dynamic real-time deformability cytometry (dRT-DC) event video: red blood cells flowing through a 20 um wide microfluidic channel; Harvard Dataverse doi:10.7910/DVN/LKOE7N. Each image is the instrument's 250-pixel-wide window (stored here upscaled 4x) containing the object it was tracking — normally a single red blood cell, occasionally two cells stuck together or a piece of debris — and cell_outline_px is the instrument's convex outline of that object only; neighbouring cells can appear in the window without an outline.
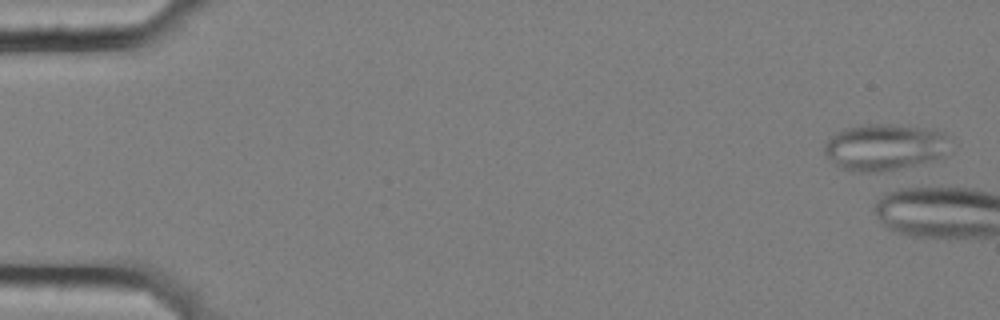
{"species": "common noctule bat (a hibernating species)", "species_latin": "Nyctalus noctula", "temperature_condition": "cold", "stored_images_in_passage": 4, "camera_frame_rate_fps": 3000, "um_per_image_px": 0.085, "animal": {"sex": "female", "body_mass_g": 25.1}, "frame": {"image": 1, "passage_image": 2, "time_ms": 0.333, "image_size_px": [1000, 320], "cell_outline_px": [[944, 156], [880, 172], [856, 172], [840, 168], [824, 152], [824, 144], [836, 132], [844, 128], [864, 124], [892, 124], [920, 128], [944, 132]], "centroid_in_image_um": [75.06, 12.49], "position_along_channel_um": 9.9, "area_um2": 33.0}}